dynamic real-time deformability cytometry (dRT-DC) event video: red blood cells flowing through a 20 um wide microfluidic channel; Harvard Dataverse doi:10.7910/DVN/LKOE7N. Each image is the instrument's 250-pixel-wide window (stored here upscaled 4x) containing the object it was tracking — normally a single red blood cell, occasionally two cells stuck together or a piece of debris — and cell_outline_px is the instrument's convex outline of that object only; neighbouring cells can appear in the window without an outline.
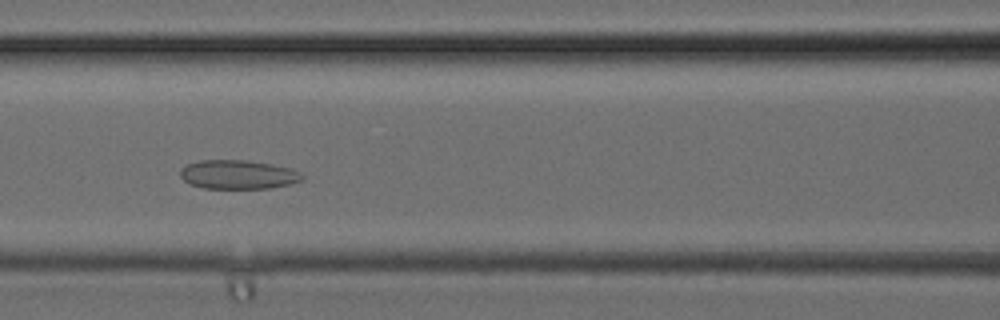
{"species": "common noctule bat (a hibernating species)", "species_latin": "Nyctalus noctula", "temperature_condition": "cold", "stored_images_in_passage": 33, "camera_frame_rate_fps": 3000, "um_per_image_px": 0.085, "animal": {"sex": "female", "body_mass_g": 24.6, "forearm_length_mm": 56.2}, "frame": {"image": 1, "passage_image": 14, "time_ms": 4.333, "image_size_px": [1000, 320], "cell_outline_px": [[304, 180], [292, 184], [268, 188], [204, 188], [188, 184], [180, 176], [180, 168], [188, 164], [200, 160], [248, 160], [272, 164], [292, 168], [300, 172], [304, 176]], "centroid_in_image_um": [20.26, 14.83], "position_along_channel_um": 146.3, "area_um2": 20.81}}
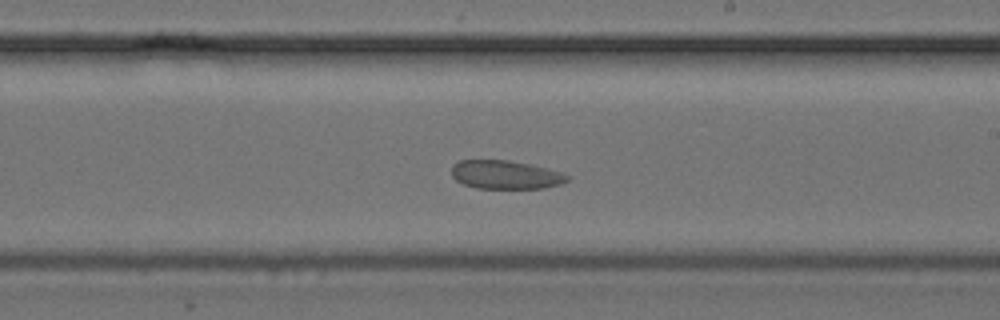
{"frame": {"image": 2, "passage_image": 19, "time_ms": 6.0, "image_size_px": [1000, 320], "cell_outline_px": [[572, 176], [568, 180], [560, 184], [544, 188], [476, 188], [464, 184], [456, 180], [452, 176], [452, 164], [460, 160], [508, 160], [528, 164], [564, 172]], "centroid_in_image_um": [42.99, 14.85], "position_along_channel_um": 246.0, "area_um2": 19.31}}
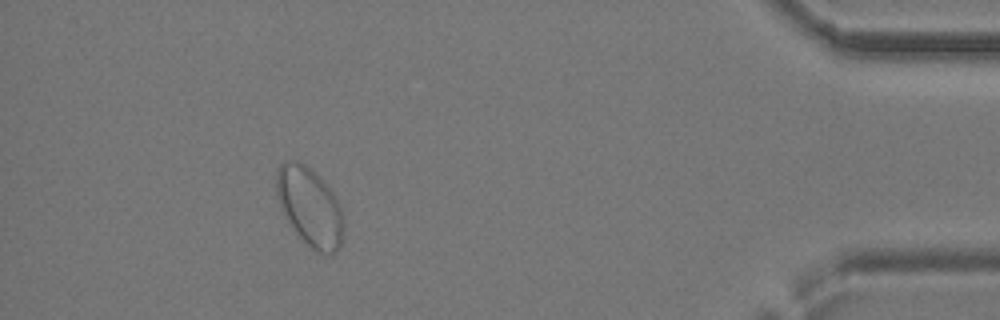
{"frame": {"image": 3, "passage_image": 30, "time_ms": 9.667, "image_size_px": [1000, 320], "cell_outline_px": [[344, 236], [336, 252], [332, 256], [320, 252], [312, 248], [296, 232], [288, 220], [276, 196], [276, 168], [284, 160], [296, 160], [304, 164], [320, 176], [324, 180], [332, 192], [344, 216]], "centroid_in_image_um": [26.34, 17.55], "position_along_channel_um": 408.9, "area_um2": 30.81}}